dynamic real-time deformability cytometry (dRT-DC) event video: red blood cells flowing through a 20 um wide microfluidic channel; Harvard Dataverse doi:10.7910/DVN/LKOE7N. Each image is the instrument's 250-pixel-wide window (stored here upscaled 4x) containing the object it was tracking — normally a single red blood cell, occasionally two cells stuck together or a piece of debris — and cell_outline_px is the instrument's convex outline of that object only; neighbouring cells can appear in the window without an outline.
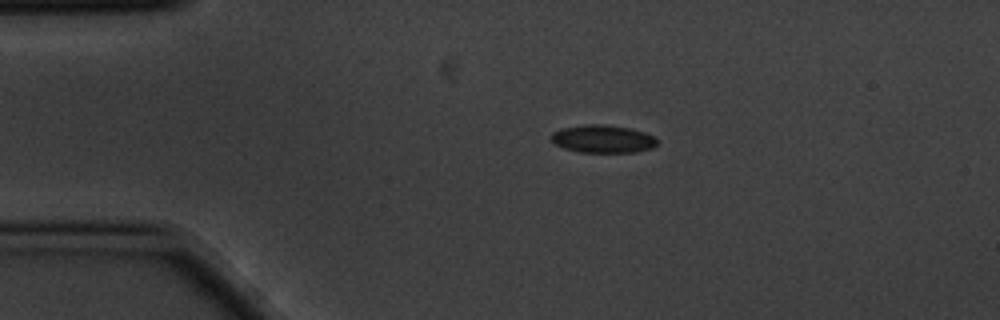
{"species": "common noctule bat (a hibernating species)", "species_latin": "Nyctalus noctula", "temperature_condition": "cold", "stored_images_in_passage": 6, "camera_frame_rate_fps": 3000, "um_per_image_px": 0.085, "animal": {"sex": "male", "body_mass_g": 20.1, "forearm_length_mm": 53.5}, "frame": {"image": 1, "passage_image": 3, "time_ms": 0.667, "image_size_px": [1000, 320], "cell_outline_px": [[656, 144], [652, 148], [636, 152], [580, 152], [564, 148], [556, 144], [552, 140], [552, 132], [560, 128], [584, 124], [604, 124], [628, 128], [644, 132], [656, 136]], "centroid_in_image_um": [51.24, 11.8], "position_along_channel_um": 33.8, "area_um2": 17.17}}
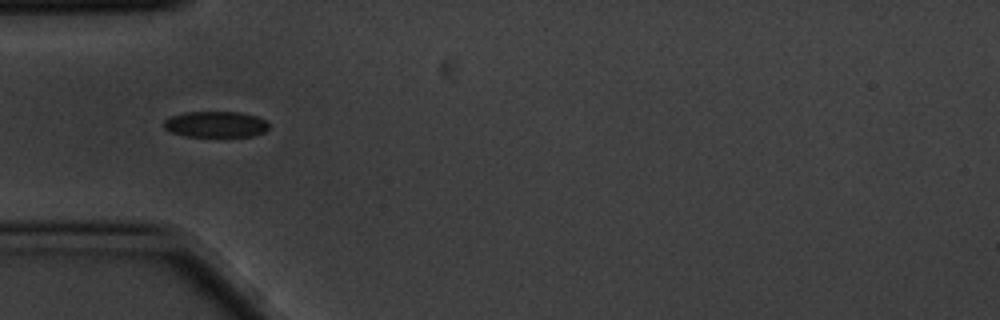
{"frame": {"image": 2, "passage_image": 4, "time_ms": 1.0, "image_size_px": [1000, 320], "cell_outline_px": [[268, 128], [264, 132], [252, 136], [184, 136], [168, 132], [164, 128], [164, 120], [168, 116], [184, 112], [240, 112], [256, 116], [264, 120], [268, 124]], "centroid_in_image_um": [18.27, 10.56], "position_along_channel_um": 66.7, "area_um2": 16.01}}